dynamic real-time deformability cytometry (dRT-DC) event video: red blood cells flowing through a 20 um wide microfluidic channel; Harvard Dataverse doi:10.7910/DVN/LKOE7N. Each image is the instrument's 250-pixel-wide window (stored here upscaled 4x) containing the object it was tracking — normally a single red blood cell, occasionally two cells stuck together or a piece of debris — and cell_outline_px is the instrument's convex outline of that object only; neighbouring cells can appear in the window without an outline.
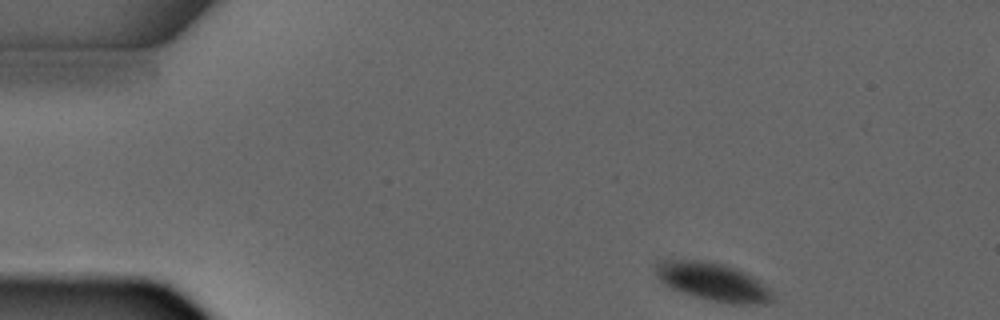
{"species": "common noctule bat (a hibernating species)", "species_latin": "Nyctalus noctula", "temperature_condition": "warm", "stored_images_in_passage": 4, "camera_frame_rate_fps": 3000, "um_per_image_px": 0.085, "animal": {"sex": "male", "forearm_length_mm": 52.5}, "frame": {"image": 1, "passage_image": 1, "time_ms": 0.0, "image_size_px": [1000, 320], "cell_outline_px": [[772, 300], [764, 304], [732, 304], [708, 300], [692, 296], [672, 288], [664, 284], [660, 280], [656, 272], [656, 264], [660, 260], [708, 260], [724, 264], [736, 268], [752, 276], [772, 296]], "centroid_in_image_um": [60.53, 23.94], "position_along_channel_um": 24.5, "area_um2": 25.55}}
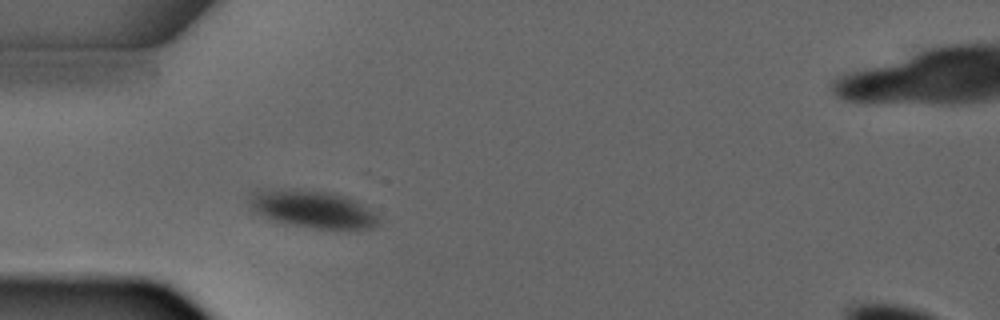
{"frame": {"image": 2, "passage_image": 3, "time_ms": 2.333, "image_size_px": [1000, 320], "cell_outline_px": [[380, 224], [372, 228], [320, 228], [296, 224], [276, 220], [260, 212], [252, 204], [252, 196], [256, 192], [284, 188], [300, 188], [332, 192], [356, 200], [372, 212], [380, 220]], "centroid_in_image_um": [26.7, 17.74], "position_along_channel_um": 58.3, "area_um2": 26.99}}